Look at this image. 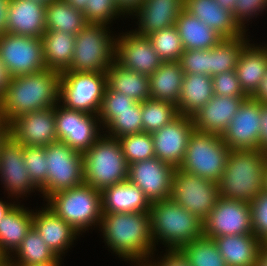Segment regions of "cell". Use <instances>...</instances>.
<instances>
[{
	"instance_id": "cell-1",
	"label": "cell",
	"mask_w": 267,
	"mask_h": 266,
	"mask_svg": "<svg viewBox=\"0 0 267 266\" xmlns=\"http://www.w3.org/2000/svg\"><path fill=\"white\" fill-rule=\"evenodd\" d=\"M61 72L44 69L40 72L12 77L0 99L3 120L33 111L54 108L59 104Z\"/></svg>"
},
{
	"instance_id": "cell-2",
	"label": "cell",
	"mask_w": 267,
	"mask_h": 266,
	"mask_svg": "<svg viewBox=\"0 0 267 266\" xmlns=\"http://www.w3.org/2000/svg\"><path fill=\"white\" fill-rule=\"evenodd\" d=\"M100 227L108 247L126 261L145 265L156 250L151 233L150 212H103Z\"/></svg>"
},
{
	"instance_id": "cell-3",
	"label": "cell",
	"mask_w": 267,
	"mask_h": 266,
	"mask_svg": "<svg viewBox=\"0 0 267 266\" xmlns=\"http://www.w3.org/2000/svg\"><path fill=\"white\" fill-rule=\"evenodd\" d=\"M266 163L263 150H231L217 182L220 197L251 203L264 190Z\"/></svg>"
},
{
	"instance_id": "cell-4",
	"label": "cell",
	"mask_w": 267,
	"mask_h": 266,
	"mask_svg": "<svg viewBox=\"0 0 267 266\" xmlns=\"http://www.w3.org/2000/svg\"><path fill=\"white\" fill-rule=\"evenodd\" d=\"M150 218L154 246L161 240L168 249H181L203 235L202 221L171 198L152 202Z\"/></svg>"
},
{
	"instance_id": "cell-5",
	"label": "cell",
	"mask_w": 267,
	"mask_h": 266,
	"mask_svg": "<svg viewBox=\"0 0 267 266\" xmlns=\"http://www.w3.org/2000/svg\"><path fill=\"white\" fill-rule=\"evenodd\" d=\"M129 165L117 138L101 137L83 153L84 183L102 191L126 181Z\"/></svg>"
},
{
	"instance_id": "cell-6",
	"label": "cell",
	"mask_w": 267,
	"mask_h": 266,
	"mask_svg": "<svg viewBox=\"0 0 267 266\" xmlns=\"http://www.w3.org/2000/svg\"><path fill=\"white\" fill-rule=\"evenodd\" d=\"M47 205L79 234L92 225L101 224V191L83 183L79 186L53 193Z\"/></svg>"
},
{
	"instance_id": "cell-7",
	"label": "cell",
	"mask_w": 267,
	"mask_h": 266,
	"mask_svg": "<svg viewBox=\"0 0 267 266\" xmlns=\"http://www.w3.org/2000/svg\"><path fill=\"white\" fill-rule=\"evenodd\" d=\"M105 24L88 23L75 36L71 72H106L115 61L116 39Z\"/></svg>"
},
{
	"instance_id": "cell-8",
	"label": "cell",
	"mask_w": 267,
	"mask_h": 266,
	"mask_svg": "<svg viewBox=\"0 0 267 266\" xmlns=\"http://www.w3.org/2000/svg\"><path fill=\"white\" fill-rule=\"evenodd\" d=\"M230 151L221 135L194 130L189 137L179 169L218 182L225 170Z\"/></svg>"
},
{
	"instance_id": "cell-9",
	"label": "cell",
	"mask_w": 267,
	"mask_h": 266,
	"mask_svg": "<svg viewBox=\"0 0 267 266\" xmlns=\"http://www.w3.org/2000/svg\"><path fill=\"white\" fill-rule=\"evenodd\" d=\"M105 72L61 73L59 103L69 109L98 115L106 88Z\"/></svg>"
},
{
	"instance_id": "cell-10",
	"label": "cell",
	"mask_w": 267,
	"mask_h": 266,
	"mask_svg": "<svg viewBox=\"0 0 267 266\" xmlns=\"http://www.w3.org/2000/svg\"><path fill=\"white\" fill-rule=\"evenodd\" d=\"M47 158V180L39 189L47 199L55 192L70 189L84 183L83 154L62 141L45 147Z\"/></svg>"
},
{
	"instance_id": "cell-11",
	"label": "cell",
	"mask_w": 267,
	"mask_h": 266,
	"mask_svg": "<svg viewBox=\"0 0 267 266\" xmlns=\"http://www.w3.org/2000/svg\"><path fill=\"white\" fill-rule=\"evenodd\" d=\"M218 183L175 168L170 198L202 222L219 199Z\"/></svg>"
},
{
	"instance_id": "cell-12",
	"label": "cell",
	"mask_w": 267,
	"mask_h": 266,
	"mask_svg": "<svg viewBox=\"0 0 267 266\" xmlns=\"http://www.w3.org/2000/svg\"><path fill=\"white\" fill-rule=\"evenodd\" d=\"M0 60L11 78L46 69L41 38L31 36L1 34Z\"/></svg>"
},
{
	"instance_id": "cell-13",
	"label": "cell",
	"mask_w": 267,
	"mask_h": 266,
	"mask_svg": "<svg viewBox=\"0 0 267 266\" xmlns=\"http://www.w3.org/2000/svg\"><path fill=\"white\" fill-rule=\"evenodd\" d=\"M99 122L98 115L69 109L60 104L55 106L57 140L82 154L101 137Z\"/></svg>"
},
{
	"instance_id": "cell-14",
	"label": "cell",
	"mask_w": 267,
	"mask_h": 266,
	"mask_svg": "<svg viewBox=\"0 0 267 266\" xmlns=\"http://www.w3.org/2000/svg\"><path fill=\"white\" fill-rule=\"evenodd\" d=\"M203 223V235L209 238L254 234L250 203L219 197Z\"/></svg>"
},
{
	"instance_id": "cell-15",
	"label": "cell",
	"mask_w": 267,
	"mask_h": 266,
	"mask_svg": "<svg viewBox=\"0 0 267 266\" xmlns=\"http://www.w3.org/2000/svg\"><path fill=\"white\" fill-rule=\"evenodd\" d=\"M262 103L246 98L221 137L231 150H260Z\"/></svg>"
},
{
	"instance_id": "cell-16",
	"label": "cell",
	"mask_w": 267,
	"mask_h": 266,
	"mask_svg": "<svg viewBox=\"0 0 267 266\" xmlns=\"http://www.w3.org/2000/svg\"><path fill=\"white\" fill-rule=\"evenodd\" d=\"M175 168L157 157L134 162L128 168V180L139 187L150 202L169 199Z\"/></svg>"
},
{
	"instance_id": "cell-17",
	"label": "cell",
	"mask_w": 267,
	"mask_h": 266,
	"mask_svg": "<svg viewBox=\"0 0 267 266\" xmlns=\"http://www.w3.org/2000/svg\"><path fill=\"white\" fill-rule=\"evenodd\" d=\"M115 61L125 69L150 76L163 63L148 36L129 31L116 38Z\"/></svg>"
},
{
	"instance_id": "cell-18",
	"label": "cell",
	"mask_w": 267,
	"mask_h": 266,
	"mask_svg": "<svg viewBox=\"0 0 267 266\" xmlns=\"http://www.w3.org/2000/svg\"><path fill=\"white\" fill-rule=\"evenodd\" d=\"M195 130L192 117L178 115L161 129L151 133L155 157L179 168L183 162L190 135Z\"/></svg>"
},
{
	"instance_id": "cell-19",
	"label": "cell",
	"mask_w": 267,
	"mask_h": 266,
	"mask_svg": "<svg viewBox=\"0 0 267 266\" xmlns=\"http://www.w3.org/2000/svg\"><path fill=\"white\" fill-rule=\"evenodd\" d=\"M10 135L23 146L46 147L57 141L55 107L15 118L10 123Z\"/></svg>"
},
{
	"instance_id": "cell-20",
	"label": "cell",
	"mask_w": 267,
	"mask_h": 266,
	"mask_svg": "<svg viewBox=\"0 0 267 266\" xmlns=\"http://www.w3.org/2000/svg\"><path fill=\"white\" fill-rule=\"evenodd\" d=\"M23 147L11 135L0 147V179L9 195L14 197L26 196L33 189L39 191L26 169Z\"/></svg>"
},
{
	"instance_id": "cell-21",
	"label": "cell",
	"mask_w": 267,
	"mask_h": 266,
	"mask_svg": "<svg viewBox=\"0 0 267 266\" xmlns=\"http://www.w3.org/2000/svg\"><path fill=\"white\" fill-rule=\"evenodd\" d=\"M185 0H143L131 14L138 17V29L134 32L140 36H149L163 28L175 26Z\"/></svg>"
},
{
	"instance_id": "cell-22",
	"label": "cell",
	"mask_w": 267,
	"mask_h": 266,
	"mask_svg": "<svg viewBox=\"0 0 267 266\" xmlns=\"http://www.w3.org/2000/svg\"><path fill=\"white\" fill-rule=\"evenodd\" d=\"M245 99L214 95L192 117L195 130L222 135Z\"/></svg>"
},
{
	"instance_id": "cell-23",
	"label": "cell",
	"mask_w": 267,
	"mask_h": 266,
	"mask_svg": "<svg viewBox=\"0 0 267 266\" xmlns=\"http://www.w3.org/2000/svg\"><path fill=\"white\" fill-rule=\"evenodd\" d=\"M33 212V228L40 234L45 244L60 258L79 233L59 217L48 206Z\"/></svg>"
},
{
	"instance_id": "cell-24",
	"label": "cell",
	"mask_w": 267,
	"mask_h": 266,
	"mask_svg": "<svg viewBox=\"0 0 267 266\" xmlns=\"http://www.w3.org/2000/svg\"><path fill=\"white\" fill-rule=\"evenodd\" d=\"M46 5L32 0H11L7 32L41 38L46 31Z\"/></svg>"
},
{
	"instance_id": "cell-25",
	"label": "cell",
	"mask_w": 267,
	"mask_h": 266,
	"mask_svg": "<svg viewBox=\"0 0 267 266\" xmlns=\"http://www.w3.org/2000/svg\"><path fill=\"white\" fill-rule=\"evenodd\" d=\"M184 9L223 38H235L246 34L247 30L239 26L233 13L221 7L216 0H185Z\"/></svg>"
},
{
	"instance_id": "cell-26",
	"label": "cell",
	"mask_w": 267,
	"mask_h": 266,
	"mask_svg": "<svg viewBox=\"0 0 267 266\" xmlns=\"http://www.w3.org/2000/svg\"><path fill=\"white\" fill-rule=\"evenodd\" d=\"M102 212H150L151 202L143 191L128 179L101 191Z\"/></svg>"
},
{
	"instance_id": "cell-27",
	"label": "cell",
	"mask_w": 267,
	"mask_h": 266,
	"mask_svg": "<svg viewBox=\"0 0 267 266\" xmlns=\"http://www.w3.org/2000/svg\"><path fill=\"white\" fill-rule=\"evenodd\" d=\"M267 71V45L255 46L249 42L241 50L235 68L242 90L252 97Z\"/></svg>"
},
{
	"instance_id": "cell-28",
	"label": "cell",
	"mask_w": 267,
	"mask_h": 266,
	"mask_svg": "<svg viewBox=\"0 0 267 266\" xmlns=\"http://www.w3.org/2000/svg\"><path fill=\"white\" fill-rule=\"evenodd\" d=\"M227 266H256L263 242L255 234L212 238Z\"/></svg>"
},
{
	"instance_id": "cell-29",
	"label": "cell",
	"mask_w": 267,
	"mask_h": 266,
	"mask_svg": "<svg viewBox=\"0 0 267 266\" xmlns=\"http://www.w3.org/2000/svg\"><path fill=\"white\" fill-rule=\"evenodd\" d=\"M32 227L33 211L15 204L0 219V254L12 256Z\"/></svg>"
},
{
	"instance_id": "cell-30",
	"label": "cell",
	"mask_w": 267,
	"mask_h": 266,
	"mask_svg": "<svg viewBox=\"0 0 267 266\" xmlns=\"http://www.w3.org/2000/svg\"><path fill=\"white\" fill-rule=\"evenodd\" d=\"M214 96L213 80L209 75L185 74L178 99L180 115L193 117Z\"/></svg>"
},
{
	"instance_id": "cell-31",
	"label": "cell",
	"mask_w": 267,
	"mask_h": 266,
	"mask_svg": "<svg viewBox=\"0 0 267 266\" xmlns=\"http://www.w3.org/2000/svg\"><path fill=\"white\" fill-rule=\"evenodd\" d=\"M175 26L184 50L210 49L224 39L185 9L180 12Z\"/></svg>"
},
{
	"instance_id": "cell-32",
	"label": "cell",
	"mask_w": 267,
	"mask_h": 266,
	"mask_svg": "<svg viewBox=\"0 0 267 266\" xmlns=\"http://www.w3.org/2000/svg\"><path fill=\"white\" fill-rule=\"evenodd\" d=\"M106 73V85L110 90L123 93L136 102L151 98L149 76L125 69L114 61Z\"/></svg>"
},
{
	"instance_id": "cell-33",
	"label": "cell",
	"mask_w": 267,
	"mask_h": 266,
	"mask_svg": "<svg viewBox=\"0 0 267 266\" xmlns=\"http://www.w3.org/2000/svg\"><path fill=\"white\" fill-rule=\"evenodd\" d=\"M41 41L46 68L61 73L68 70L73 59L75 35L46 30Z\"/></svg>"
},
{
	"instance_id": "cell-34",
	"label": "cell",
	"mask_w": 267,
	"mask_h": 266,
	"mask_svg": "<svg viewBox=\"0 0 267 266\" xmlns=\"http://www.w3.org/2000/svg\"><path fill=\"white\" fill-rule=\"evenodd\" d=\"M184 75V71L179 62H163L149 76L151 98L169 102L177 106Z\"/></svg>"
},
{
	"instance_id": "cell-35",
	"label": "cell",
	"mask_w": 267,
	"mask_h": 266,
	"mask_svg": "<svg viewBox=\"0 0 267 266\" xmlns=\"http://www.w3.org/2000/svg\"><path fill=\"white\" fill-rule=\"evenodd\" d=\"M46 30L77 35L88 23L82 11L76 10L65 0H51L46 5Z\"/></svg>"
},
{
	"instance_id": "cell-36",
	"label": "cell",
	"mask_w": 267,
	"mask_h": 266,
	"mask_svg": "<svg viewBox=\"0 0 267 266\" xmlns=\"http://www.w3.org/2000/svg\"><path fill=\"white\" fill-rule=\"evenodd\" d=\"M11 261L14 266L39 265L55 262L58 257L45 244L40 234L32 227L20 246L14 252Z\"/></svg>"
},
{
	"instance_id": "cell-37",
	"label": "cell",
	"mask_w": 267,
	"mask_h": 266,
	"mask_svg": "<svg viewBox=\"0 0 267 266\" xmlns=\"http://www.w3.org/2000/svg\"><path fill=\"white\" fill-rule=\"evenodd\" d=\"M245 34L235 38H224L210 48V76L235 70L243 47L250 41Z\"/></svg>"
},
{
	"instance_id": "cell-38",
	"label": "cell",
	"mask_w": 267,
	"mask_h": 266,
	"mask_svg": "<svg viewBox=\"0 0 267 266\" xmlns=\"http://www.w3.org/2000/svg\"><path fill=\"white\" fill-rule=\"evenodd\" d=\"M143 132L153 133L175 119L177 106L159 99L148 98L141 102Z\"/></svg>"
},
{
	"instance_id": "cell-39",
	"label": "cell",
	"mask_w": 267,
	"mask_h": 266,
	"mask_svg": "<svg viewBox=\"0 0 267 266\" xmlns=\"http://www.w3.org/2000/svg\"><path fill=\"white\" fill-rule=\"evenodd\" d=\"M191 266H227L212 238L202 235L181 248Z\"/></svg>"
},
{
	"instance_id": "cell-40",
	"label": "cell",
	"mask_w": 267,
	"mask_h": 266,
	"mask_svg": "<svg viewBox=\"0 0 267 266\" xmlns=\"http://www.w3.org/2000/svg\"><path fill=\"white\" fill-rule=\"evenodd\" d=\"M106 136L121 138L143 132L141 103L136 102L130 110L113 111V120L104 128Z\"/></svg>"
},
{
	"instance_id": "cell-41",
	"label": "cell",
	"mask_w": 267,
	"mask_h": 266,
	"mask_svg": "<svg viewBox=\"0 0 267 266\" xmlns=\"http://www.w3.org/2000/svg\"><path fill=\"white\" fill-rule=\"evenodd\" d=\"M148 38L163 62H179L184 48L176 26L163 28Z\"/></svg>"
},
{
	"instance_id": "cell-42",
	"label": "cell",
	"mask_w": 267,
	"mask_h": 266,
	"mask_svg": "<svg viewBox=\"0 0 267 266\" xmlns=\"http://www.w3.org/2000/svg\"><path fill=\"white\" fill-rule=\"evenodd\" d=\"M128 165L155 157L151 133L141 132L118 138Z\"/></svg>"
},
{
	"instance_id": "cell-43",
	"label": "cell",
	"mask_w": 267,
	"mask_h": 266,
	"mask_svg": "<svg viewBox=\"0 0 267 266\" xmlns=\"http://www.w3.org/2000/svg\"><path fill=\"white\" fill-rule=\"evenodd\" d=\"M23 158L34 185L40 189L47 180V158L45 147L24 146Z\"/></svg>"
},
{
	"instance_id": "cell-44",
	"label": "cell",
	"mask_w": 267,
	"mask_h": 266,
	"mask_svg": "<svg viewBox=\"0 0 267 266\" xmlns=\"http://www.w3.org/2000/svg\"><path fill=\"white\" fill-rule=\"evenodd\" d=\"M87 23L109 24L112 19L126 15L116 3V0H88L83 11Z\"/></svg>"
},
{
	"instance_id": "cell-45",
	"label": "cell",
	"mask_w": 267,
	"mask_h": 266,
	"mask_svg": "<svg viewBox=\"0 0 267 266\" xmlns=\"http://www.w3.org/2000/svg\"><path fill=\"white\" fill-rule=\"evenodd\" d=\"M135 103L136 101L132 98L127 97L123 93L110 90L106 86L101 108L98 113L100 119L99 124H102L101 126L105 128L113 120V111L130 110V107Z\"/></svg>"
},
{
	"instance_id": "cell-46",
	"label": "cell",
	"mask_w": 267,
	"mask_h": 266,
	"mask_svg": "<svg viewBox=\"0 0 267 266\" xmlns=\"http://www.w3.org/2000/svg\"><path fill=\"white\" fill-rule=\"evenodd\" d=\"M184 74L210 76V49L184 50L179 60Z\"/></svg>"
},
{
	"instance_id": "cell-47",
	"label": "cell",
	"mask_w": 267,
	"mask_h": 266,
	"mask_svg": "<svg viewBox=\"0 0 267 266\" xmlns=\"http://www.w3.org/2000/svg\"><path fill=\"white\" fill-rule=\"evenodd\" d=\"M253 233L267 243V190H263L250 203Z\"/></svg>"
},
{
	"instance_id": "cell-48",
	"label": "cell",
	"mask_w": 267,
	"mask_h": 266,
	"mask_svg": "<svg viewBox=\"0 0 267 266\" xmlns=\"http://www.w3.org/2000/svg\"><path fill=\"white\" fill-rule=\"evenodd\" d=\"M214 95L248 98L242 90L235 70L212 76Z\"/></svg>"
},
{
	"instance_id": "cell-49",
	"label": "cell",
	"mask_w": 267,
	"mask_h": 266,
	"mask_svg": "<svg viewBox=\"0 0 267 266\" xmlns=\"http://www.w3.org/2000/svg\"><path fill=\"white\" fill-rule=\"evenodd\" d=\"M266 7L267 0H236L232 13L235 21L245 30L244 22L249 21L252 16L259 15Z\"/></svg>"
},
{
	"instance_id": "cell-50",
	"label": "cell",
	"mask_w": 267,
	"mask_h": 266,
	"mask_svg": "<svg viewBox=\"0 0 267 266\" xmlns=\"http://www.w3.org/2000/svg\"><path fill=\"white\" fill-rule=\"evenodd\" d=\"M166 254H164V257H161L162 259L160 262H153L151 260L150 263H146V266H191L189 263L188 258L186 255L182 252L181 249H167L166 248Z\"/></svg>"
},
{
	"instance_id": "cell-51",
	"label": "cell",
	"mask_w": 267,
	"mask_h": 266,
	"mask_svg": "<svg viewBox=\"0 0 267 266\" xmlns=\"http://www.w3.org/2000/svg\"><path fill=\"white\" fill-rule=\"evenodd\" d=\"M11 0H0V35L7 33L8 11Z\"/></svg>"
},
{
	"instance_id": "cell-52",
	"label": "cell",
	"mask_w": 267,
	"mask_h": 266,
	"mask_svg": "<svg viewBox=\"0 0 267 266\" xmlns=\"http://www.w3.org/2000/svg\"><path fill=\"white\" fill-rule=\"evenodd\" d=\"M260 150H263L267 153V104H262Z\"/></svg>"
},
{
	"instance_id": "cell-53",
	"label": "cell",
	"mask_w": 267,
	"mask_h": 266,
	"mask_svg": "<svg viewBox=\"0 0 267 266\" xmlns=\"http://www.w3.org/2000/svg\"><path fill=\"white\" fill-rule=\"evenodd\" d=\"M143 0H116L117 6L129 16L138 8Z\"/></svg>"
},
{
	"instance_id": "cell-54",
	"label": "cell",
	"mask_w": 267,
	"mask_h": 266,
	"mask_svg": "<svg viewBox=\"0 0 267 266\" xmlns=\"http://www.w3.org/2000/svg\"><path fill=\"white\" fill-rule=\"evenodd\" d=\"M252 98L256 99L262 104H267V71L257 89L256 93L252 96Z\"/></svg>"
},
{
	"instance_id": "cell-55",
	"label": "cell",
	"mask_w": 267,
	"mask_h": 266,
	"mask_svg": "<svg viewBox=\"0 0 267 266\" xmlns=\"http://www.w3.org/2000/svg\"><path fill=\"white\" fill-rule=\"evenodd\" d=\"M11 77L6 69V66L0 60V99L5 93V89L7 88Z\"/></svg>"
},
{
	"instance_id": "cell-56",
	"label": "cell",
	"mask_w": 267,
	"mask_h": 266,
	"mask_svg": "<svg viewBox=\"0 0 267 266\" xmlns=\"http://www.w3.org/2000/svg\"><path fill=\"white\" fill-rule=\"evenodd\" d=\"M10 135V124H8L5 120L0 123V147L1 144L7 139Z\"/></svg>"
},
{
	"instance_id": "cell-57",
	"label": "cell",
	"mask_w": 267,
	"mask_h": 266,
	"mask_svg": "<svg viewBox=\"0 0 267 266\" xmlns=\"http://www.w3.org/2000/svg\"><path fill=\"white\" fill-rule=\"evenodd\" d=\"M256 266H267V243L260 248L258 262Z\"/></svg>"
},
{
	"instance_id": "cell-58",
	"label": "cell",
	"mask_w": 267,
	"mask_h": 266,
	"mask_svg": "<svg viewBox=\"0 0 267 266\" xmlns=\"http://www.w3.org/2000/svg\"><path fill=\"white\" fill-rule=\"evenodd\" d=\"M68 2L72 7H74L76 10L84 11L86 2L88 0H65Z\"/></svg>"
},
{
	"instance_id": "cell-59",
	"label": "cell",
	"mask_w": 267,
	"mask_h": 266,
	"mask_svg": "<svg viewBox=\"0 0 267 266\" xmlns=\"http://www.w3.org/2000/svg\"><path fill=\"white\" fill-rule=\"evenodd\" d=\"M14 205V203H7L0 200V219H2Z\"/></svg>"
},
{
	"instance_id": "cell-60",
	"label": "cell",
	"mask_w": 267,
	"mask_h": 266,
	"mask_svg": "<svg viewBox=\"0 0 267 266\" xmlns=\"http://www.w3.org/2000/svg\"><path fill=\"white\" fill-rule=\"evenodd\" d=\"M221 7L224 9L233 12L234 4L236 0H216Z\"/></svg>"
},
{
	"instance_id": "cell-61",
	"label": "cell",
	"mask_w": 267,
	"mask_h": 266,
	"mask_svg": "<svg viewBox=\"0 0 267 266\" xmlns=\"http://www.w3.org/2000/svg\"><path fill=\"white\" fill-rule=\"evenodd\" d=\"M0 266H14L11 261V256H2L0 258Z\"/></svg>"
},
{
	"instance_id": "cell-62",
	"label": "cell",
	"mask_w": 267,
	"mask_h": 266,
	"mask_svg": "<svg viewBox=\"0 0 267 266\" xmlns=\"http://www.w3.org/2000/svg\"><path fill=\"white\" fill-rule=\"evenodd\" d=\"M62 258H58L55 262L46 263V264H39V265H27V266H60ZM60 264V265H59Z\"/></svg>"
},
{
	"instance_id": "cell-63",
	"label": "cell",
	"mask_w": 267,
	"mask_h": 266,
	"mask_svg": "<svg viewBox=\"0 0 267 266\" xmlns=\"http://www.w3.org/2000/svg\"><path fill=\"white\" fill-rule=\"evenodd\" d=\"M264 189L267 190V163L265 165Z\"/></svg>"
},
{
	"instance_id": "cell-64",
	"label": "cell",
	"mask_w": 267,
	"mask_h": 266,
	"mask_svg": "<svg viewBox=\"0 0 267 266\" xmlns=\"http://www.w3.org/2000/svg\"><path fill=\"white\" fill-rule=\"evenodd\" d=\"M32 1H36V2H38V3L47 5L51 0H32Z\"/></svg>"
},
{
	"instance_id": "cell-65",
	"label": "cell",
	"mask_w": 267,
	"mask_h": 266,
	"mask_svg": "<svg viewBox=\"0 0 267 266\" xmlns=\"http://www.w3.org/2000/svg\"><path fill=\"white\" fill-rule=\"evenodd\" d=\"M3 121V117L1 115V106H0V123Z\"/></svg>"
}]
</instances>
